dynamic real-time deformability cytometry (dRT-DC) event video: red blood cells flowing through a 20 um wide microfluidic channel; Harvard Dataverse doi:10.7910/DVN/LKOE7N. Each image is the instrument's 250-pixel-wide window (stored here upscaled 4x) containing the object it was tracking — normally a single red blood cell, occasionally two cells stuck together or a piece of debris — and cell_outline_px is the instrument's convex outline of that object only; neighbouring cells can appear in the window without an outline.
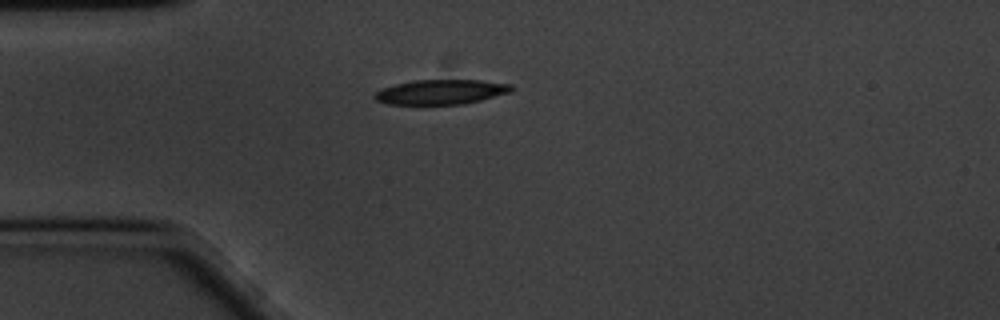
{"species": "common noctule bat (a hibernating species)", "species_latin": "Nyctalus noctula", "temperature_condition": "cold", "stored_images_in_passage": 45, "camera_frame_rate_fps": 3000, "um_per_image_px": 0.085, "animal": {"sex": "male", "body_mass_g": 20.1, "forearm_length_mm": 53.5}, "frame": {"image": 1, "passage_image": 1, "time_ms": 0.0, "image_size_px": [1000, 320], "cell_outline_px": [[516, 88], [512, 92], [464, 104], [388, 104], [376, 100], [372, 96], [380, 88], [396, 84], [416, 80], [480, 80], [512, 84]], "centroid_in_image_um": [37.51, 7.81], "position_along_channel_um": 47.5, "area_um2": 19.83}}
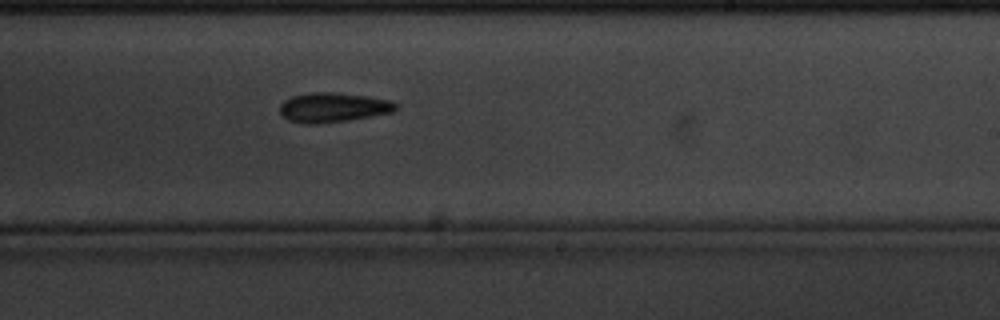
{"frame": {"image": 2, "passage_image": 21, "time_ms": 6.667, "image_size_px": [1000, 320], "cell_outline_px": [[396, 108], [392, 112], [348, 120], [320, 124], [308, 124], [288, 120], [280, 112], [280, 104], [284, 100], [292, 96], [312, 92], [336, 92], [364, 96], [388, 100], [396, 104]], "centroid_in_image_um": [28.26, 9.13], "position_along_channel_um": 260.7, "area_um2": 19.77}}
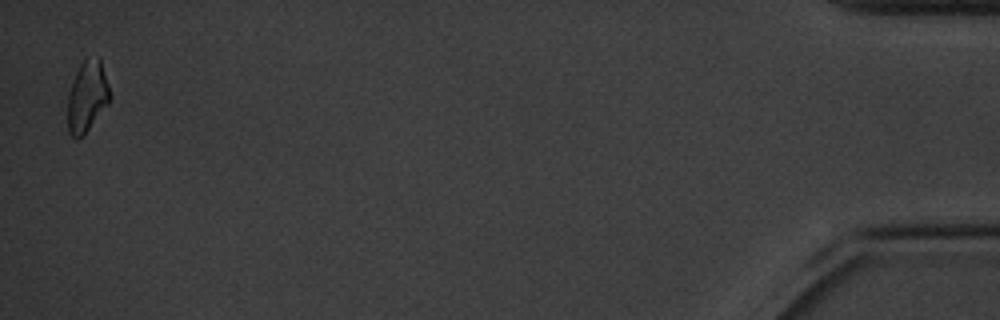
{"frame": {"image": 3, "passage_image": 44, "time_ms": 14.333, "image_size_px": [1000, 320], "cell_outline_px": [[112, 96], [108, 104], [88, 128], [80, 136], [72, 136], [68, 132], [68, 92], [72, 80], [80, 64], [84, 60], [100, 56]], "centroid_in_image_um": [7.42, 8.14], "position_along_channel_um": 427.8, "area_um2": 17.28}, "authors_computed_cell_mechanics": {"area_um2": 18.9584, "velocity_mm_per_s": 3.374, "shape_relaxation_time_tau1_ms": 5.0635, "shape_relaxation_time_tau2_ms": null, "deformation_change_tau1": 0.1483, "deformation_change_tau2": null}}